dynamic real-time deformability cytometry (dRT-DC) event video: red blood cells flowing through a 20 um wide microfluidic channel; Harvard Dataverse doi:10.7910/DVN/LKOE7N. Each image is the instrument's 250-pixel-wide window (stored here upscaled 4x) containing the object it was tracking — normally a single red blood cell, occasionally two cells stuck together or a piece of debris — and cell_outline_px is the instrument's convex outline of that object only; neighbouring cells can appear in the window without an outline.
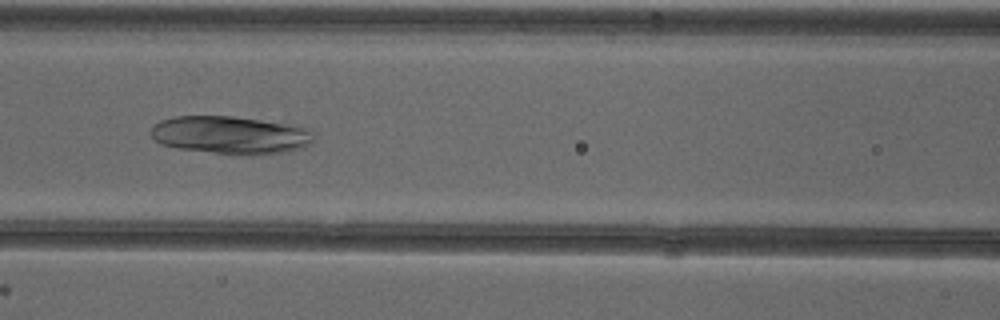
{"species": "common noctule bat (a hibernating species)", "species_latin": "Nyctalus noctula", "temperature_condition": "cold", "stored_images_in_passage": 47, "camera_frame_rate_fps": 3000, "um_per_image_px": 0.085, "animal": {"sex": "female"}, "frame": {"image": 1, "passage_image": 18, "time_ms": 5.667, "image_size_px": [1000, 320], "cell_outline_px": [[312, 144], [300, 148], [284, 152], [252, 156], [176, 148], [160, 144], [152, 136], [152, 128], [160, 120], [176, 116], [232, 116], [260, 120], [308, 128], [312, 132]], "centroid_in_image_um": [19.58, 11.48], "position_along_channel_um": 147.0, "area_um2": 35.66}}
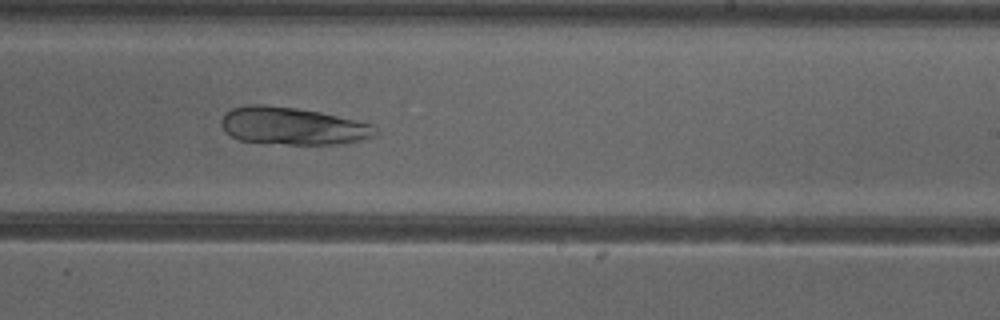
{"frame": {"image": 2, "passage_image": 27, "time_ms": 8.667, "image_size_px": [1000, 320], "cell_outline_px": [[376, 136], [344, 144], [288, 144], [240, 140], [232, 136], [220, 124], [220, 120], [224, 112], [232, 108], [248, 104], [264, 104], [296, 108], [320, 112], [372, 124], [376, 128]], "centroid_in_image_um": [24.86, 10.7], "position_along_channel_um": 264.1, "area_um2": 33.58}}
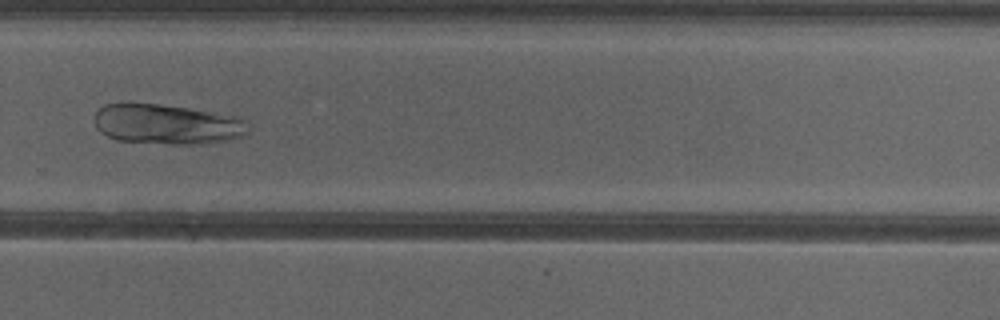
{"frame": {"image": 3, "passage_image": 31, "time_ms": 10.0, "image_size_px": [1000, 320], "cell_outline_px": [[252, 132], [244, 136], [228, 140], [196, 144], [184, 144], [116, 140], [100, 132], [96, 128], [96, 112], [104, 104], [160, 104], [188, 108], [236, 116], [248, 120], [252, 128]], "centroid_in_image_um": [14.3, 10.56], "position_along_channel_um": 315.5, "area_um2": 35.84}}